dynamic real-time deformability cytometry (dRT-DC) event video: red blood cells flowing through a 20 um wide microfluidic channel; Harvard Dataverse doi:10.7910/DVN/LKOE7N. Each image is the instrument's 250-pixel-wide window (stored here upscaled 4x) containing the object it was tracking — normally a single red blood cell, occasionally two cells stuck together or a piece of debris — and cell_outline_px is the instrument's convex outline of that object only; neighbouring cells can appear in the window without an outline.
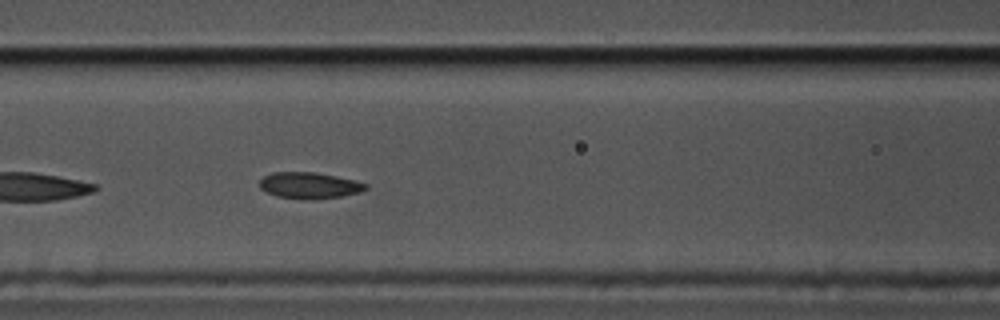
{"species": "common noctule bat (a hibernating species)", "species_latin": "Nyctalus noctula", "temperature_condition": "cold", "stored_images_in_passage": 46, "camera_frame_rate_fps": 3000, "um_per_image_px": 0.085, "animal": {"sex": "male", "body_mass_g": 17.5, "forearm_length_mm": 52.3}, "frame": {"image": 1, "passage_image": 12, "time_ms": 3.667, "image_size_px": [1000, 320], "cell_outline_px": [[368, 188], [360, 192], [340, 196], [276, 196], [260, 188], [260, 180], [264, 176], [272, 172], [316, 172], [356, 180], [368, 184]], "centroid_in_image_um": [26.32, 15.69], "position_along_channel_um": 140.3, "area_um2": 15.32}}
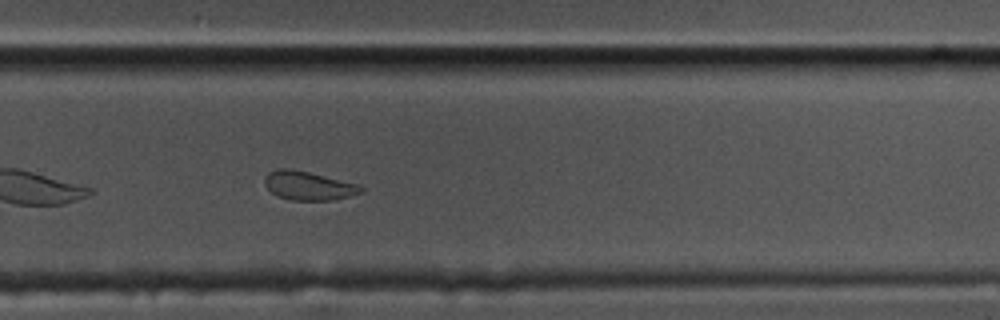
{"frame": {"image": 2, "passage_image": 26, "time_ms": 8.333, "image_size_px": [1000, 320], "cell_outline_px": [[364, 192], [332, 200], [292, 200], [276, 196], [264, 184], [264, 176], [268, 172], [276, 168], [288, 168], [308, 172], [356, 184], [364, 188]], "centroid_in_image_um": [26.16, 15.78], "position_along_channel_um": 303.6, "area_um2": 16.01}}
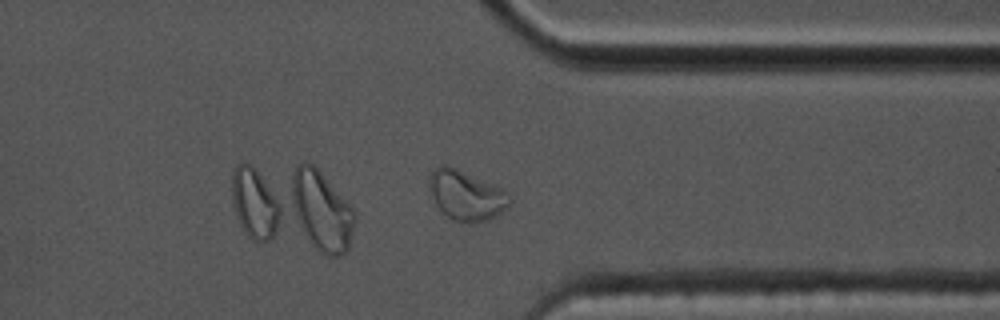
{"frame": {"image": 3, "passage_image": 32, "time_ms": 10.333, "image_size_px": [1000, 320], "cell_outline_px": [[512, 200], [496, 216], [484, 220], [456, 220], [448, 216], [436, 204], [432, 196], [432, 172], [436, 168], [444, 164], [448, 164], [500, 188], [508, 192]], "centroid_in_image_um": [39.66, 16.57], "position_along_channel_um": 371.7, "area_um2": 22.02}, "authors_computed_cell_mechanics": {"area_um2": 16.762, "velocity_mm_per_s": 3.5107, "shape_relaxation_time_tau1_ms": 6.328, "shape_relaxation_time_tau2_ms": 2.1014, "deformation_change_tau1": 0.1373, "deformation_change_tau2": 0.0544}}